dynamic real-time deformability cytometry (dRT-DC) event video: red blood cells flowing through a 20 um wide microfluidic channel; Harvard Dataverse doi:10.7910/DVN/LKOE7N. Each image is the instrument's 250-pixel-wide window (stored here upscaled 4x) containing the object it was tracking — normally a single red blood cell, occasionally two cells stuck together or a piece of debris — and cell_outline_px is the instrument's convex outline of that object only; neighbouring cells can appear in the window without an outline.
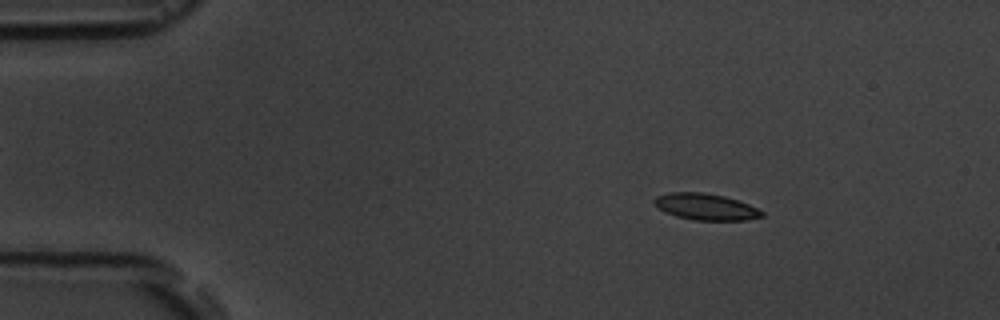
{"species": "common noctule bat (a hibernating species)", "species_latin": "Nyctalus noctula", "temperature_condition": "room temperature", "stored_images_in_passage": 5, "camera_frame_rate_fps": 3000, "um_per_image_px": 0.085, "animal": {"sex": "male", "body_mass_g": 19.5, "forearm_length_mm": 54.6}, "frame": {"image": 1, "passage_image": 2, "time_ms": 1.0, "image_size_px": [1000, 320], "cell_outline_px": [[764, 216], [744, 220], [692, 220], [676, 216], [664, 212], [652, 200], [656, 196], [668, 192], [704, 192], [724, 196], [748, 204], [764, 212]], "centroid_in_image_um": [59.96, 17.57], "position_along_channel_um": 25.0, "area_um2": 16.53}}
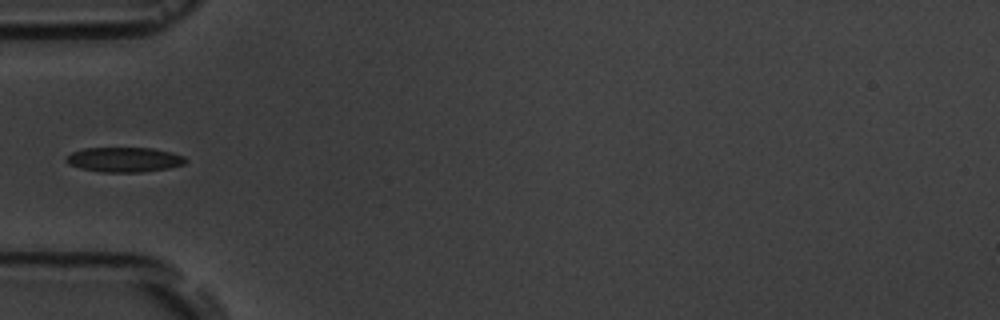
{"frame": {"image": 2, "passage_image": 5, "time_ms": 4.333, "image_size_px": [1000, 320], "cell_outline_px": [[188, 160], [184, 164], [168, 168], [140, 172], [100, 172], [80, 168], [68, 164], [64, 160], [64, 156], [72, 152], [84, 148], [152, 148], [172, 152], [184, 156]], "centroid_in_image_um": [10.53, 13.56], "position_along_channel_um": 74.5, "area_um2": 17.4}}